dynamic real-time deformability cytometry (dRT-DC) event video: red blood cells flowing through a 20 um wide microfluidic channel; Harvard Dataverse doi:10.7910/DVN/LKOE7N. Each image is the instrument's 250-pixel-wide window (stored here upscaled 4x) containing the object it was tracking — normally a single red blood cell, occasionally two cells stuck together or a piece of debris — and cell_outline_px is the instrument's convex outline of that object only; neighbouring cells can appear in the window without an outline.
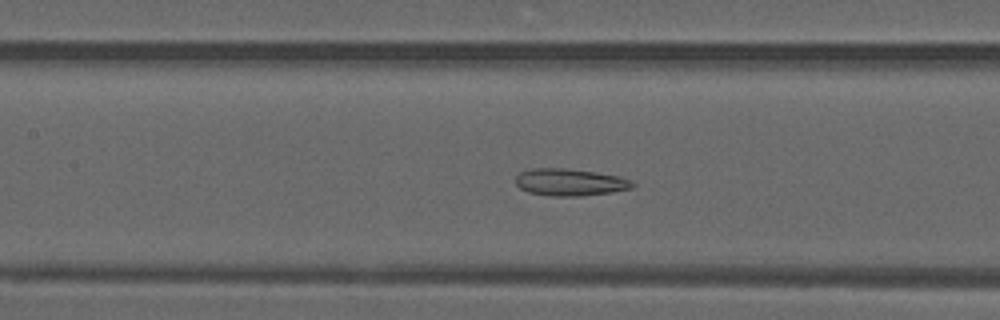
{"species": "common noctule bat (a hibernating species)", "species_latin": "Nyctalus noctula", "temperature_condition": "warm", "stored_images_in_passage": 49, "camera_frame_rate_fps": 3000, "um_per_image_px": 0.085, "animal": {"sex": "male", "forearm_length_mm": 52.5}, "frame": {"image": 1, "passage_image": 22, "time_ms": 7.0, "image_size_px": [1000, 320], "cell_outline_px": [[636, 184], [632, 188], [612, 192], [580, 196], [548, 196], [528, 192], [520, 188], [516, 184], [516, 176], [520, 172], [528, 168], [564, 168], [596, 172], [620, 176], [632, 180]], "centroid_in_image_um": [48.45, 15.48], "position_along_channel_um": 159.0, "area_um2": 18.67}}
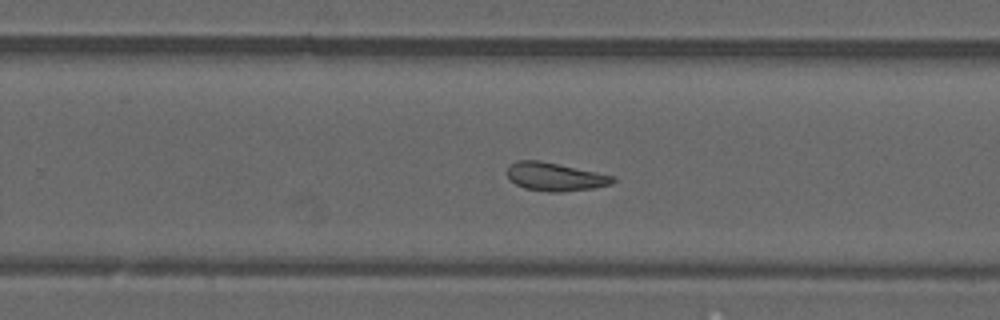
{"frame": {"image": 2, "passage_image": 31, "time_ms": 10.0, "image_size_px": [1000, 320], "cell_outline_px": [[616, 180], [612, 184], [592, 188], [560, 192], [548, 192], [524, 188], [516, 184], [508, 176], [508, 164], [516, 160], [540, 160], [616, 176]], "centroid_in_image_um": [47.19, 15.01], "position_along_channel_um": 282.6, "area_um2": 17.46}}
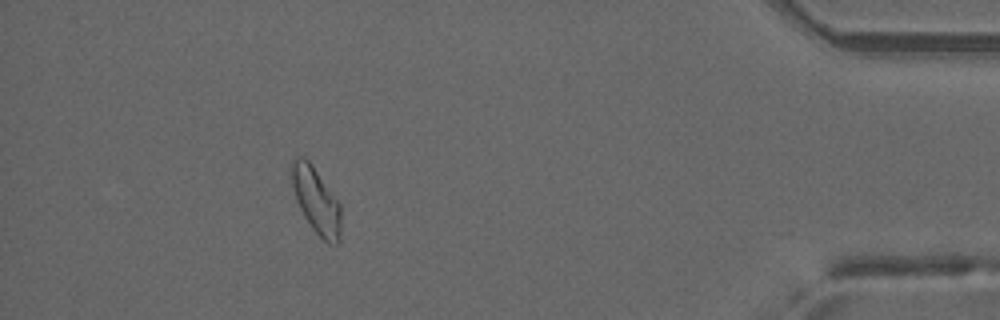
{"frame": {"image": 3, "passage_image": 44, "time_ms": 14.333, "image_size_px": [1000, 320], "cell_outline_px": [[340, 240], [336, 244], [328, 244], [312, 228], [304, 216], [296, 200], [292, 184], [292, 160], [296, 156], [304, 156], [308, 160], [340, 204]], "centroid_in_image_um": [26.87, 17.06], "position_along_channel_um": 408.3, "area_um2": 18.55}, "authors_computed_cell_mechanics": {"area_um2": 18.9584, "velocity_mm_per_s": 4.1421, "shape_relaxation_time_tau1_ms": null, "shape_relaxation_time_tau2_ms": 2.708, "deformation_change_tau1": null, "deformation_change_tau2": 0.0976}}